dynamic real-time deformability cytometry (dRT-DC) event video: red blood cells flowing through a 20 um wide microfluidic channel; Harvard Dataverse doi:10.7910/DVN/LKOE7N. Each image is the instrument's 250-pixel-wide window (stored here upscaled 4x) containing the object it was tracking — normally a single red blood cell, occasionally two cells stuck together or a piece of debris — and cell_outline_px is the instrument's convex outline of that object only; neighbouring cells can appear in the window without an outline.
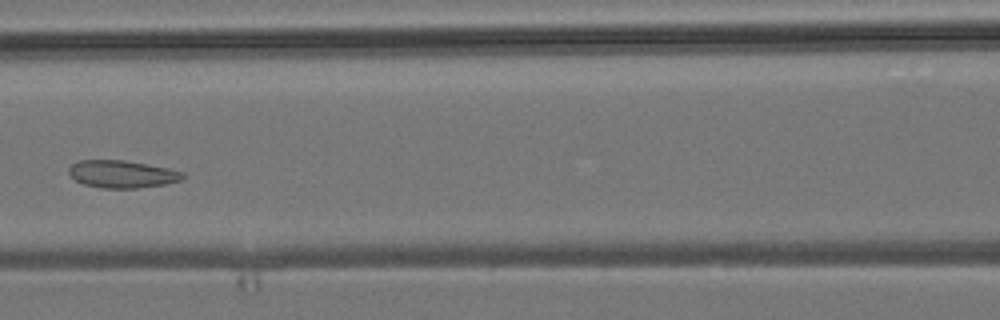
{"species": "common noctule bat (a hibernating species)", "species_latin": "Nyctalus noctula", "temperature_condition": "room temperature", "stored_images_in_passage": 6, "camera_frame_rate_fps": 3000, "um_per_image_px": 0.085, "animal": {"sex": "male", "body_mass_g": 19.2, "forearm_length_mm": 51.8}, "frame": {"image": 1, "passage_image": 6, "time_ms": 6.667, "image_size_px": [1000, 320], "cell_outline_px": [[184, 176], [180, 180], [164, 184], [136, 188], [100, 188], [84, 184], [76, 180], [68, 172], [68, 168], [72, 164], [80, 160], [124, 160], [168, 168], [184, 172]], "centroid_in_image_um": [10.36, 14.79], "position_along_channel_um": 156.2, "area_um2": 18.09}}